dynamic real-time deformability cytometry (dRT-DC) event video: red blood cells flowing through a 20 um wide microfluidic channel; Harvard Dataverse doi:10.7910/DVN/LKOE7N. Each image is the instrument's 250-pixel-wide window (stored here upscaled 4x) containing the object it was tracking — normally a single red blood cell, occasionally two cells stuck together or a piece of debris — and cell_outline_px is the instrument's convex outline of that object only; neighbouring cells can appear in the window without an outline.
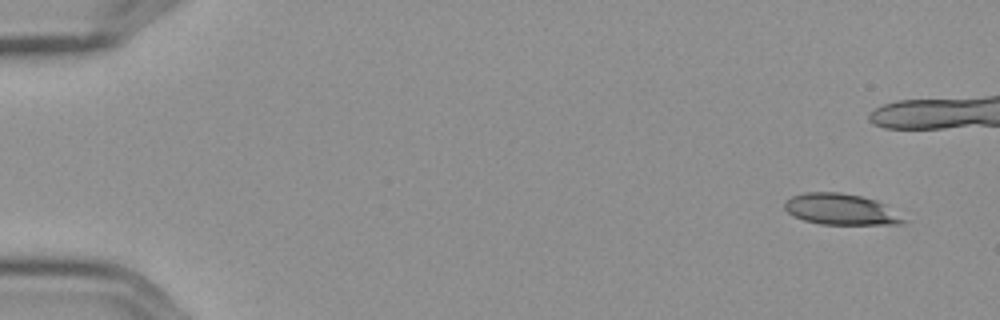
{"species": "Egyptian fruit bat (a non-hibernating species)", "species_latin": "Rousettus aegyptiacus", "temperature_condition": "cold", "stored_images_in_passage": 5, "camera_frame_rate_fps": 3000, "um_per_image_px": 0.085, "frame": {"image": 1, "passage_image": 1, "time_ms": 0.0, "image_size_px": [1000, 320], "cell_outline_px": [[908, 220], [904, 224], [820, 224], [804, 220], [792, 216], [784, 208], [784, 200], [792, 196], [804, 192], [840, 192], [860, 196], [876, 200], [884, 204]], "centroid_in_image_um": [71.45, 17.79], "position_along_channel_um": 13.6, "area_um2": 21.62}}